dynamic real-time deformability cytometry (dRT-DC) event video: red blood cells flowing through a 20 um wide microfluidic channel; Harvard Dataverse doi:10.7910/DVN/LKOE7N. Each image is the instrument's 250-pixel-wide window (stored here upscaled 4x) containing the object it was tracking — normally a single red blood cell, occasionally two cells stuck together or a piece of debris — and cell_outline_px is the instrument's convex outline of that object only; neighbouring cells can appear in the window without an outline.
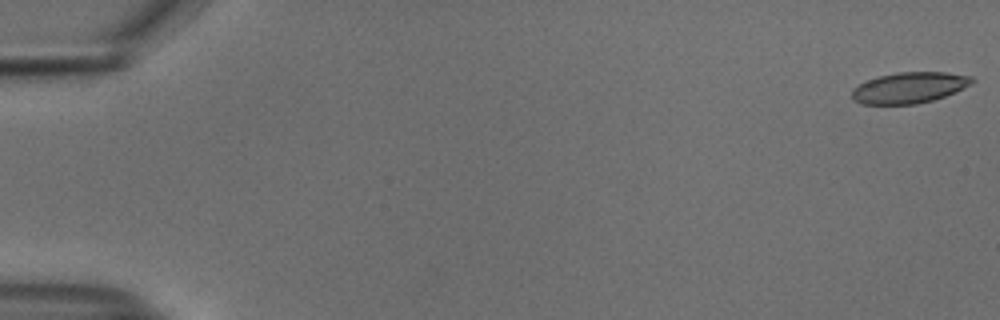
{"species": "common noctule bat (a hibernating species)", "species_latin": "Nyctalus noctula", "temperature_condition": "cold", "stored_images_in_passage": 13, "camera_frame_rate_fps": 3000, "um_per_image_px": 0.085, "animal": {"sex": "male", "body_mass_g": 18.8}, "frame": {"image": 1, "passage_image": 1, "time_ms": 0.0, "image_size_px": [1000, 320], "cell_outline_px": [[976, 80], [972, 84], [944, 96], [932, 100], [916, 104], [864, 104], [852, 100], [852, 88], [868, 80], [880, 76], [896, 72], [948, 72], [972, 76]], "centroid_in_image_um": [77.3, 7.44], "position_along_channel_um": 7.7, "area_um2": 21.62}}